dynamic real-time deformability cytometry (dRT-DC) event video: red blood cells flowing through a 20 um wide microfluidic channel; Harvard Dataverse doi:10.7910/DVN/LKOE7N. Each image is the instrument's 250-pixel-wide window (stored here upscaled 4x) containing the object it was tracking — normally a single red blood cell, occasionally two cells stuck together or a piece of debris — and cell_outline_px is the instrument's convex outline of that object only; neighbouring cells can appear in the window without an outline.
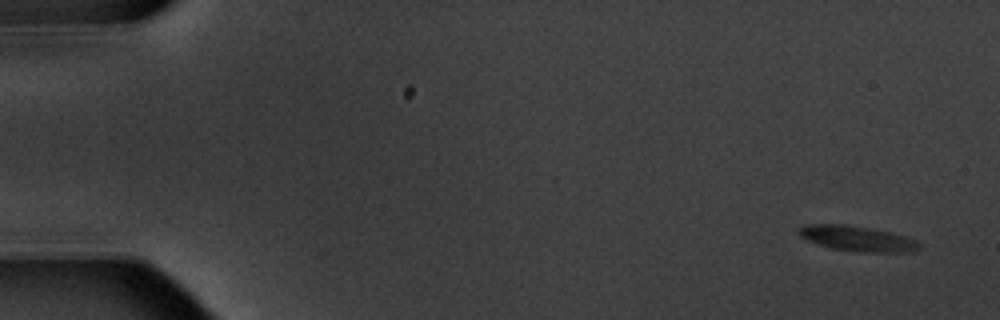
{"species": "common noctule bat (a hibernating species)", "species_latin": "Nyctalus noctula", "temperature_condition": "warm", "stored_images_in_passage": 6, "camera_frame_rate_fps": 3000, "um_per_image_px": 0.085, "animal": {"sex": "male", "body_mass_g": 20.1, "forearm_length_mm": 53.5}, "frame": {"image": 1, "passage_image": 1, "time_ms": 0.0, "image_size_px": [1000, 320], "cell_outline_px": [[920, 248], [916, 252], [860, 252], [832, 248], [808, 240], [800, 236], [796, 232], [796, 228], [804, 224], [844, 224], [868, 228], [888, 232], [904, 236], [916, 240], [920, 244]], "centroid_in_image_um": [72.85, 20.27], "position_along_channel_um": 12.2, "area_um2": 17.69}}
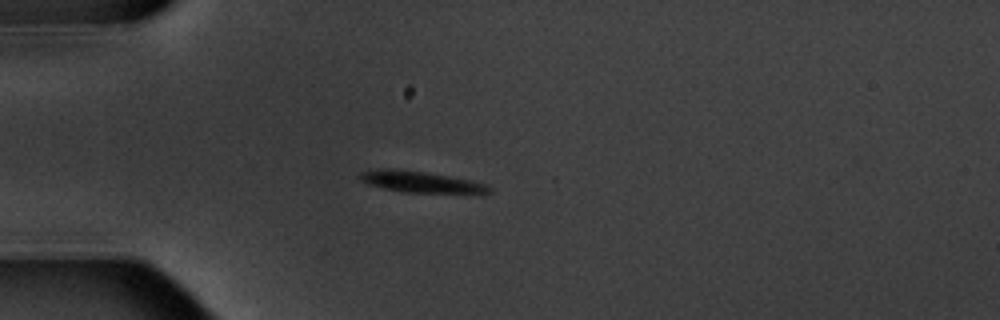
{"frame": {"image": 2, "passage_image": 5, "time_ms": 4.667, "image_size_px": [1000, 320], "cell_outline_px": [[492, 192], [400, 192], [368, 184], [360, 180], [356, 176], [360, 172], [384, 168], [388, 168], [424, 172], [448, 176], [468, 180], [484, 184], [492, 188]], "centroid_in_image_um": [35.63, 15.45], "position_along_channel_um": 49.4, "area_um2": 15.49}}